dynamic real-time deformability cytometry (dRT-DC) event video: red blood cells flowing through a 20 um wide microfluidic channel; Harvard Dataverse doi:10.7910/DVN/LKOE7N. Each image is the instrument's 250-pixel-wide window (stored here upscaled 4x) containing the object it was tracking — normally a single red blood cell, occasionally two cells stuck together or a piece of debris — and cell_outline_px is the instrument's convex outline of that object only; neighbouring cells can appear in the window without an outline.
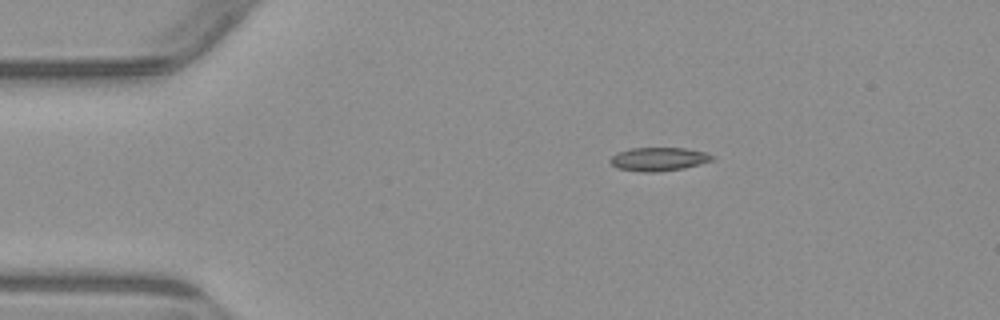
{"species": "common noctule bat (a hibernating species)", "species_latin": "Nyctalus noctula", "temperature_condition": "warm", "stored_images_in_passage": 4, "camera_frame_rate_fps": 3000, "um_per_image_px": 0.085, "animal": {"sex": "male", "body_mass_g": 23.1, "forearm_length_mm": 52.7}, "frame": {"image": 1, "passage_image": 1, "time_ms": 0.0, "image_size_px": [1000, 320], "cell_outline_px": [[716, 160], [684, 168], [660, 172], [640, 172], [616, 168], [608, 160], [616, 152], [632, 148], [684, 148], [704, 152], [716, 156]], "centroid_in_image_um": [55.99, 13.53], "position_along_channel_um": 29.0, "area_um2": 14.22}}
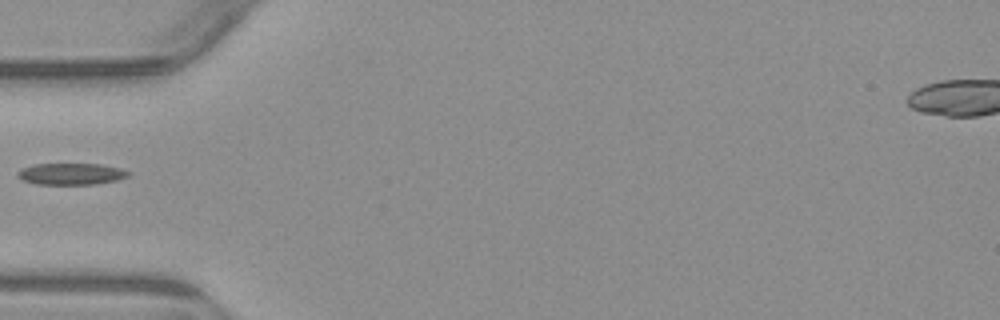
{"frame": {"image": 2, "passage_image": 3, "time_ms": 2.667, "image_size_px": [1000, 320], "cell_outline_px": [[132, 172], [128, 176], [116, 180], [96, 184], [36, 184], [24, 180], [16, 176], [16, 172], [20, 168], [36, 164], [100, 164], [120, 168]], "centroid_in_image_um": [6.03, 14.78], "position_along_channel_um": 79.0, "area_um2": 13.93}}
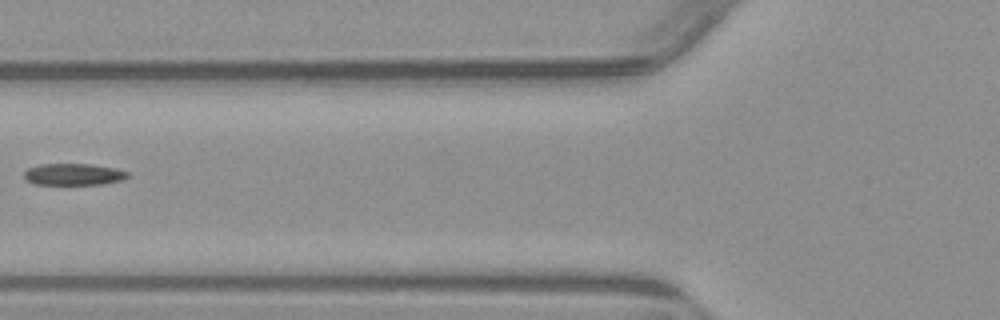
{"frame": {"image": 3, "passage_image": 4, "time_ms": 3.667, "image_size_px": [1000, 320], "cell_outline_px": [[128, 176], [120, 180], [100, 184], [36, 184], [24, 180], [24, 172], [28, 168], [40, 164], [92, 164], [116, 168], [128, 172]], "centroid_in_image_um": [6.21, 14.81], "position_along_channel_um": 119.6, "area_um2": 13.01}}